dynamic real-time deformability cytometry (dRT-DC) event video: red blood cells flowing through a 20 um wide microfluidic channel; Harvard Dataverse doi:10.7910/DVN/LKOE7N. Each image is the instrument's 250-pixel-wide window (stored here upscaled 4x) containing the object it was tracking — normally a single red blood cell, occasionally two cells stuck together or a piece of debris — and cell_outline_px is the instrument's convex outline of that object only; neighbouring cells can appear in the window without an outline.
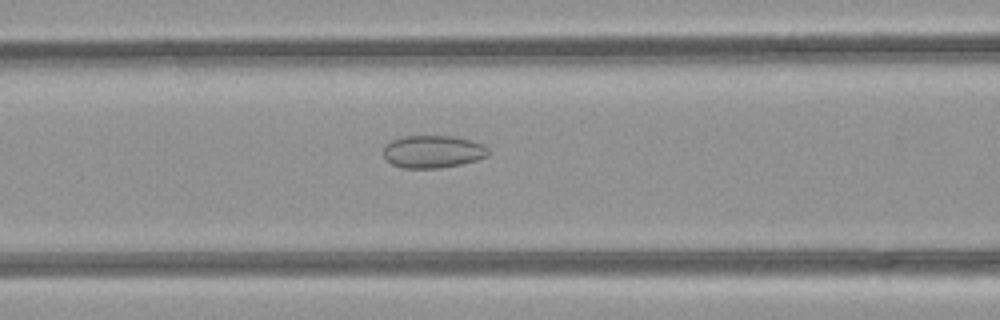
{"species": "common noctule bat (a hibernating species)", "species_latin": "Nyctalus noctula", "temperature_condition": "room temperature", "stored_images_in_passage": 34, "camera_frame_rate_fps": 3000, "um_per_image_px": 0.085, "animal": {"sex": "female", "body_mass_g": 21.9}, "frame": {"image": 1, "passage_image": 8, "time_ms": 2.333, "image_size_px": [1000, 320], "cell_outline_px": [[488, 156], [476, 160], [460, 164], [440, 168], [404, 168], [392, 164], [384, 156], [384, 148], [392, 140], [404, 136], [452, 136], [472, 140], [484, 144], [488, 148]], "centroid_in_image_um": [36.83, 12.88], "position_along_channel_um": 129.8, "area_um2": 19.83}}
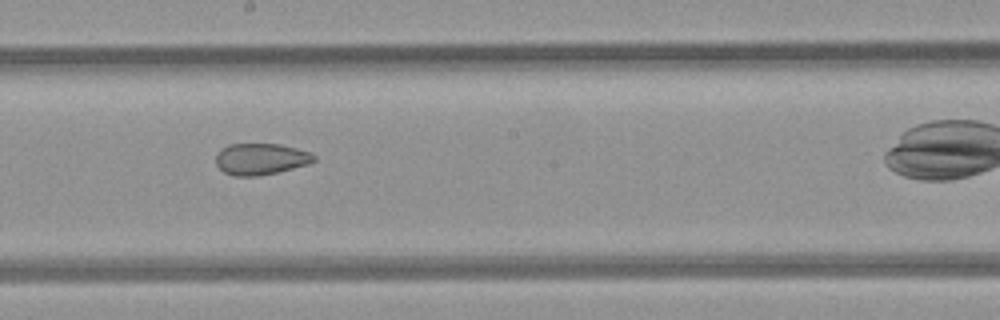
{"frame": {"image": 2, "passage_image": 15, "time_ms": 4.667, "image_size_px": [1000, 320], "cell_outline_px": [[316, 160], [308, 164], [276, 172], [256, 176], [236, 176], [224, 172], [216, 164], [216, 152], [228, 144], [280, 144], [312, 152], [316, 156]], "centroid_in_image_um": [22.17, 13.5], "position_along_channel_um": 226.0, "area_um2": 17.98}}
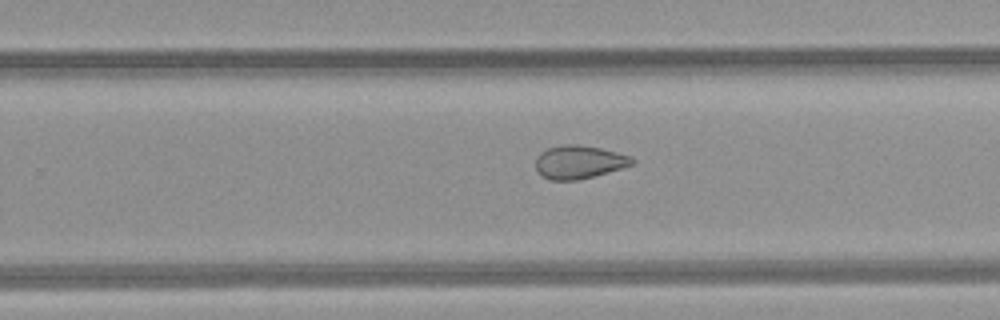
{"frame": {"image": 3, "passage_image": 19, "time_ms": 6.0, "image_size_px": [1000, 320], "cell_outline_px": [[636, 160], [632, 164], [620, 168], [592, 176], [576, 180], [548, 180], [536, 168], [536, 156], [540, 152], [548, 148], [564, 144], [576, 144], [600, 148], [616, 152], [628, 156]], "centroid_in_image_um": [49.17, 13.76], "position_along_channel_um": 280.6, "area_um2": 18.32}, "authors_computed_cell_mechanics": {"area_um2": 18.6694, "velocity_mm_per_s": 4.113, "shape_relaxation_time_tau1_ms": null, "shape_relaxation_time_tau2_ms": 3.2406, "deformation_change_tau1": null, "deformation_change_tau2": 0.1}}